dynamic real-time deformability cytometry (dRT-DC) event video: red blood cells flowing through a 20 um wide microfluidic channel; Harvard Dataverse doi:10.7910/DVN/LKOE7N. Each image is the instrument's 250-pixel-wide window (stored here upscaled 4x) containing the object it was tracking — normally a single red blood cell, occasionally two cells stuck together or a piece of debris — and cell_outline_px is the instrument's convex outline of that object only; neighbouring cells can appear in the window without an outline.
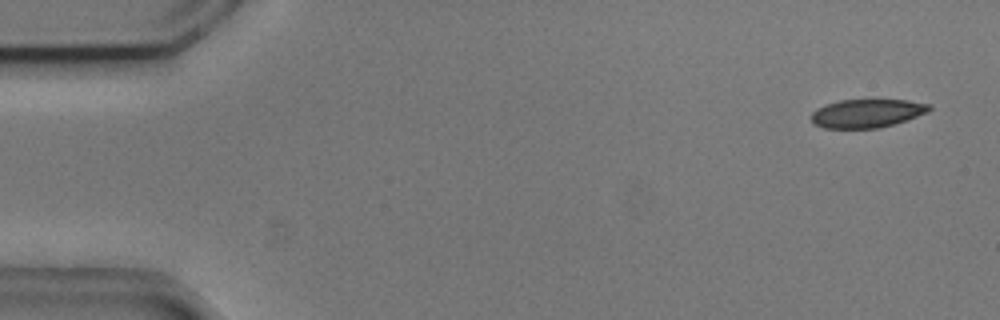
{"species": "common noctule bat (a hibernating species)", "species_latin": "Nyctalus noctula", "temperature_condition": "cold", "stored_images_in_passage": 10, "camera_frame_rate_fps": 3000, "um_per_image_px": 0.085, "animal": {"sex": "male", "body_mass_g": 20.5, "forearm_length_mm": 52.5}, "frame": {"image": 1, "passage_image": 1, "time_ms": 0.0, "image_size_px": [1000, 320], "cell_outline_px": [[932, 108], [928, 112], [880, 128], [824, 128], [816, 124], [812, 120], [812, 112], [816, 108], [840, 100], [908, 100], [932, 104]], "centroid_in_image_um": [73.71, 9.62], "position_along_channel_um": 11.3, "area_um2": 19.36}}